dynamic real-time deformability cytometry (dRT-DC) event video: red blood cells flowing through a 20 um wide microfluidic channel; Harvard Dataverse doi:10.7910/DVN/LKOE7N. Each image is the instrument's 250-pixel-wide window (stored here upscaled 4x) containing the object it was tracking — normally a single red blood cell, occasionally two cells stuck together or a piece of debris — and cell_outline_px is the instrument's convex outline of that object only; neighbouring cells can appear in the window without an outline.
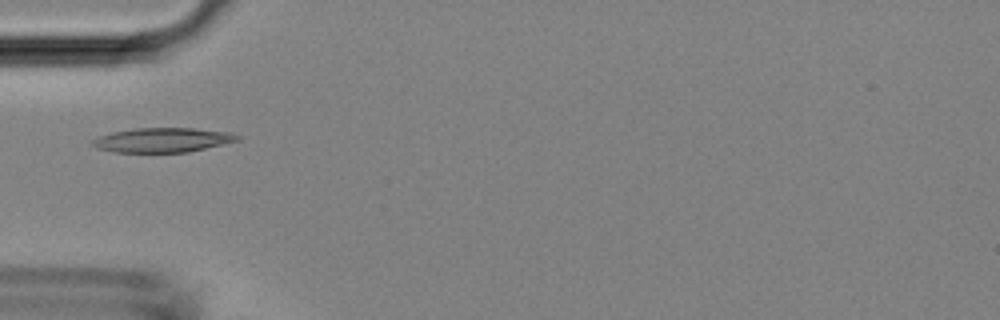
{"species": "Egyptian fruit bat (a non-hibernating species)", "species_latin": "Rousettus aegyptiacus", "temperature_condition": "room temperature", "stored_images_in_passage": 4, "camera_frame_rate_fps": 3000, "um_per_image_px": 0.085, "animal": {"sex": "female"}, "frame": {"image": 1, "passage_image": 4, "time_ms": 1.0, "image_size_px": [1000, 320], "cell_outline_px": [[240, 140], [188, 152], [112, 152], [96, 148], [88, 144], [92, 140], [100, 136], [112, 132], [136, 128], [192, 128], [232, 132], [240, 136]], "centroid_in_image_um": [13.8, 11.9], "position_along_channel_um": 71.2, "area_um2": 20.75}}